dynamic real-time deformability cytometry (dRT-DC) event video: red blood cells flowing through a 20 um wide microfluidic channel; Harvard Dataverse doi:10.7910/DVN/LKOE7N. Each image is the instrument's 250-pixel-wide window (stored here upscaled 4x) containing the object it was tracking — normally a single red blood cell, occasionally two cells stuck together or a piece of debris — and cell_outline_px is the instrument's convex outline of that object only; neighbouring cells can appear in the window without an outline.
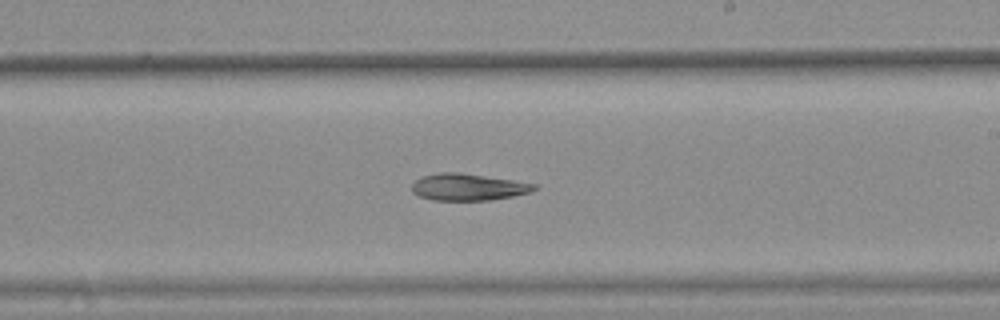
{"species": "common noctule bat (a hibernating species)", "species_latin": "Nyctalus noctula", "temperature_condition": "warm", "stored_images_in_passage": 9, "camera_frame_rate_fps": 3000, "um_per_image_px": 0.085, "animal": {"sex": "female", "body_mass_g": 25.1}, "frame": {"image": 1, "passage_image": 9, "time_ms": 2.667, "image_size_px": [1000, 320], "cell_outline_px": [[540, 188], [528, 192], [512, 196], [492, 200], [432, 200], [420, 196], [412, 192], [412, 184], [416, 180], [424, 176], [440, 172], [460, 172], [512, 180], [536, 184]], "centroid_in_image_um": [39.79, 15.9], "position_along_channel_um": 249.2, "area_um2": 19.02}}